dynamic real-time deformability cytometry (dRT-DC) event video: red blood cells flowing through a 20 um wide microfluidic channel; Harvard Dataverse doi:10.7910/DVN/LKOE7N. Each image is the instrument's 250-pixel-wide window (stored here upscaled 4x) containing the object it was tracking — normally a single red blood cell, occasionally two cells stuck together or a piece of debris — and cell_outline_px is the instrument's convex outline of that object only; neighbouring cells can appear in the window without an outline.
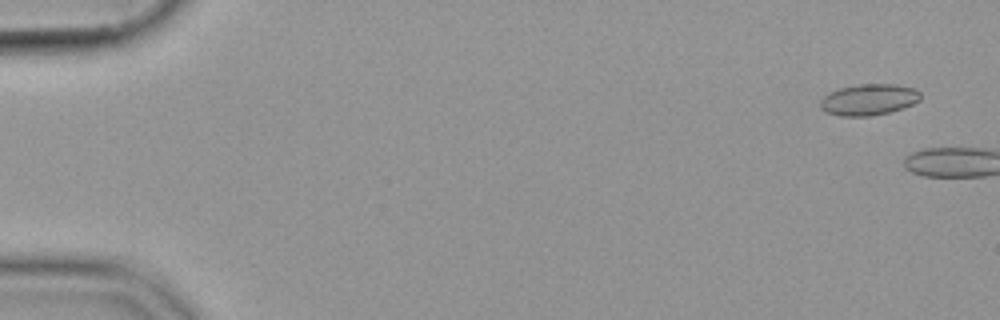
{"species": "common noctule bat (a hibernating species)", "species_latin": "Nyctalus noctula", "temperature_condition": "cold", "stored_images_in_passage": 4, "camera_frame_rate_fps": 3000, "um_per_image_px": 0.085, "animal": {"sex": "female", "body_mass_g": 19.9}, "frame": {"image": 1, "passage_image": 2, "time_ms": 0.333, "image_size_px": [1000, 320], "cell_outline_px": [[920, 100], [912, 104], [888, 112], [872, 116], [840, 116], [824, 112], [820, 108], [820, 100], [824, 96], [840, 88], [860, 84], [896, 84], [912, 88], [920, 92]], "centroid_in_image_um": [73.81, 8.47], "position_along_channel_um": 11.2, "area_um2": 18.09}}